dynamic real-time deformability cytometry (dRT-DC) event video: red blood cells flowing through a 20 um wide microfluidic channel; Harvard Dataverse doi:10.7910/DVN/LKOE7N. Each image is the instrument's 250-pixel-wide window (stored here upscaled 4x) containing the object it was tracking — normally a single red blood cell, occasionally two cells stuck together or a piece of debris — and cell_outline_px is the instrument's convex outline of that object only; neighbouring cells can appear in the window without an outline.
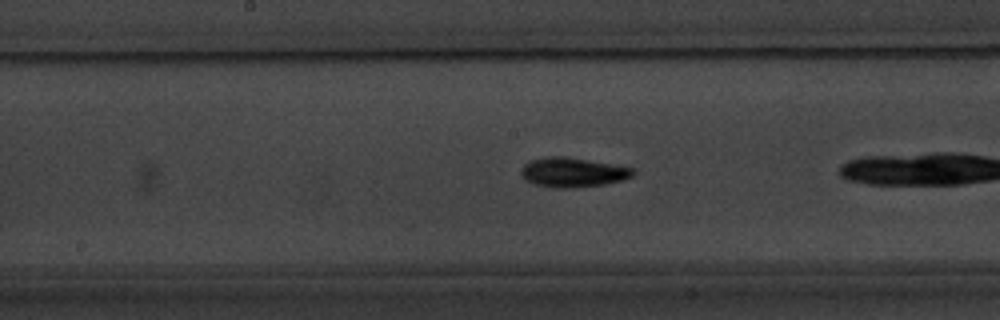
{"species": "common noctule bat (a hibernating species)", "species_latin": "Nyctalus noctula", "temperature_condition": "warm", "stored_images_in_passage": 10, "camera_frame_rate_fps": 3000, "um_per_image_px": 0.085, "animal": {"sex": "male", "body_mass_g": 20.1, "forearm_length_mm": 53.5}, "frame": {"image": 1, "passage_image": 9, "time_ms": 2.667, "image_size_px": [1000, 320], "cell_outline_px": [[636, 172], [632, 176], [624, 180], [604, 184], [572, 188], [552, 188], [532, 184], [524, 180], [520, 172], [520, 168], [528, 160], [544, 156], [564, 156], [636, 168]], "centroid_in_image_um": [48.64, 14.65], "position_along_channel_um": 199.6, "area_um2": 19.71}}